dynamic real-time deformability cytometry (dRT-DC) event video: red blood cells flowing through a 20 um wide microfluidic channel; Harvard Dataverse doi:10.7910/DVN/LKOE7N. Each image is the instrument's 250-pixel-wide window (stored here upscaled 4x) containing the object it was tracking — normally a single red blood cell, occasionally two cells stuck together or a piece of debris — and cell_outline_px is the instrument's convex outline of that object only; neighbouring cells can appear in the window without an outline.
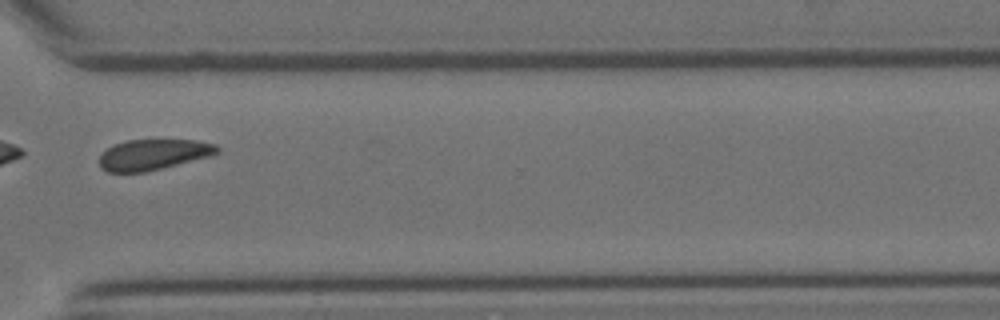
{"species": "Egyptian fruit bat (a non-hibernating species)", "species_latin": "Rousettus aegyptiacus", "temperature_condition": "room temperature", "stored_images_in_passage": 20, "camera_frame_rate_fps": 3000, "um_per_image_px": 0.085, "animal": {"sex": "female"}, "frame": {"image": 1, "passage_image": 15, "time_ms": 4.667, "image_size_px": [1000, 320], "cell_outline_px": [[220, 152], [208, 156], [144, 172], [108, 172], [100, 168], [100, 156], [108, 148], [116, 144], [128, 140], [196, 140], [216, 144], [220, 148]], "centroid_in_image_um": [13.03, 13.13], "position_along_channel_um": 357.6, "area_um2": 20.69}}